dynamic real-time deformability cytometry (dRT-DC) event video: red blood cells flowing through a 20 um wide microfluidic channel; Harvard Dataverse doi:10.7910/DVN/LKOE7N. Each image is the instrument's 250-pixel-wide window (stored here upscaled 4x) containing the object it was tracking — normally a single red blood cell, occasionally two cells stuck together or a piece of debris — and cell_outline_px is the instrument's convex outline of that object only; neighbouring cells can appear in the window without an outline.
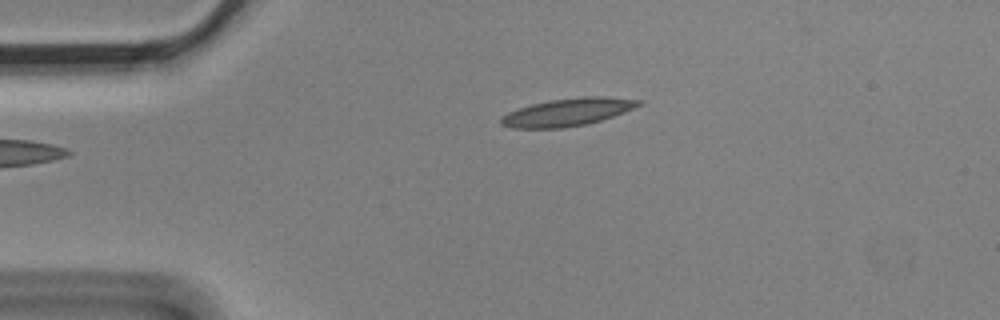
{"species": "Egyptian fruit bat (a non-hibernating species)", "species_latin": "Rousettus aegyptiacus", "temperature_condition": "cold", "stored_images_in_passage": 6, "camera_frame_rate_fps": 3000, "um_per_image_px": 0.085, "animal": {"sex": "male"}, "frame": {"image": 1, "passage_image": 6, "time_ms": 1.667, "image_size_px": [1000, 320], "cell_outline_px": [[644, 104], [624, 112], [588, 124], [564, 128], [512, 128], [500, 124], [500, 120], [508, 112], [532, 104], [548, 100], [584, 96], [604, 96], [644, 100]], "centroid_in_image_um": [48.3, 9.52], "position_along_channel_um": 36.7, "area_um2": 22.25}}